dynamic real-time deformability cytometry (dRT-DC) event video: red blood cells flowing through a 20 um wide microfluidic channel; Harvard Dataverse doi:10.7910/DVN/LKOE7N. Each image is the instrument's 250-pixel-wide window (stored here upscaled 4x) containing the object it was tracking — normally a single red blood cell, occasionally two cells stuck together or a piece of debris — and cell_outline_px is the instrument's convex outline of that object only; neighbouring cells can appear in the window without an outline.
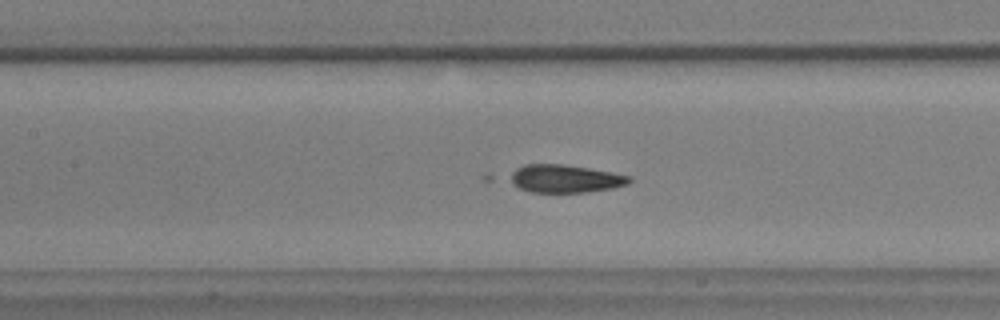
{"species": "common noctule bat (a hibernating species)", "species_latin": "Nyctalus noctula", "temperature_condition": "warm", "stored_images_in_passage": 44, "camera_frame_rate_fps": 3000, "um_per_image_px": 0.085, "animal": {"sex": "male", "body_mass_g": 17.9, "forearm_length_mm": 54.2}, "frame": {"image": 1, "passage_image": 23, "time_ms": 7.333, "image_size_px": [1000, 320], "cell_outline_px": [[632, 180], [628, 184], [612, 188], [584, 192], [532, 192], [520, 188], [504, 180], [504, 176], [516, 168], [524, 164], [560, 164], [588, 168], [612, 172], [632, 176]], "centroid_in_image_um": [47.94, 15.18], "position_along_channel_um": 159.5, "area_um2": 19.71}}
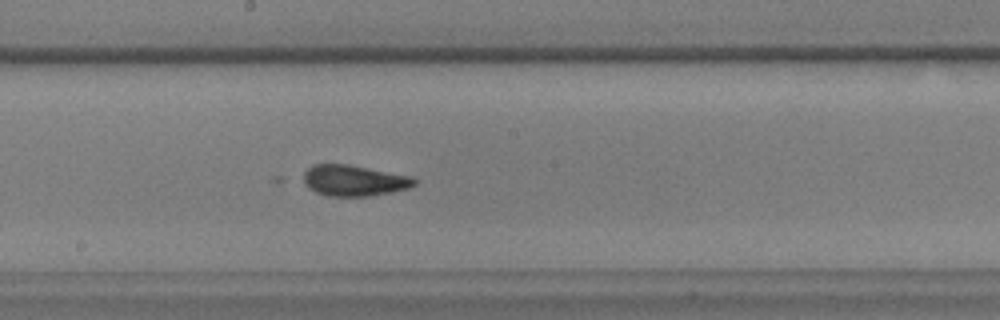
{"frame": {"image": 2, "passage_image": 28, "time_ms": 9.0, "image_size_px": [1000, 320], "cell_outline_px": [[420, 180], [416, 184], [408, 188], [392, 192], [368, 196], [328, 196], [316, 192], [308, 188], [296, 180], [312, 164], [348, 164], [412, 176]], "centroid_in_image_um": [30.02, 15.34], "position_along_channel_um": 218.2, "area_um2": 20.58}}